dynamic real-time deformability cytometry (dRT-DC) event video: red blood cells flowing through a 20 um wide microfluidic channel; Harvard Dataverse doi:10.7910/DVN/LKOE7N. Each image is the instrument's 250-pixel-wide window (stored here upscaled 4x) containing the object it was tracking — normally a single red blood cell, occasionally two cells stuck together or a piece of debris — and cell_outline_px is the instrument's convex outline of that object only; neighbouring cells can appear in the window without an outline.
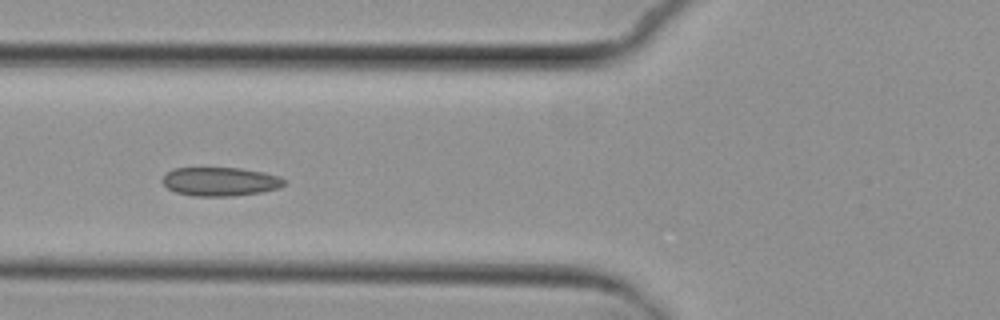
{"species": "common noctule bat (a hibernating species)", "species_latin": "Nyctalus noctula", "temperature_condition": "cold", "stored_images_in_passage": 7, "camera_frame_rate_fps": 3000, "um_per_image_px": 0.085, "animal": {"sex": "female", "body_mass_g": 29.2, "forearm_length_mm": 56.3}, "frame": {"image": 1, "passage_image": 5, "time_ms": 5.667, "image_size_px": [1000, 320], "cell_outline_px": [[288, 180], [280, 188], [260, 192], [232, 196], [192, 196], [176, 192], [168, 188], [160, 180], [172, 168], [240, 168], [264, 172], [280, 176]], "centroid_in_image_um": [18.74, 15.43], "position_along_channel_um": 107.1, "area_um2": 20.52}}
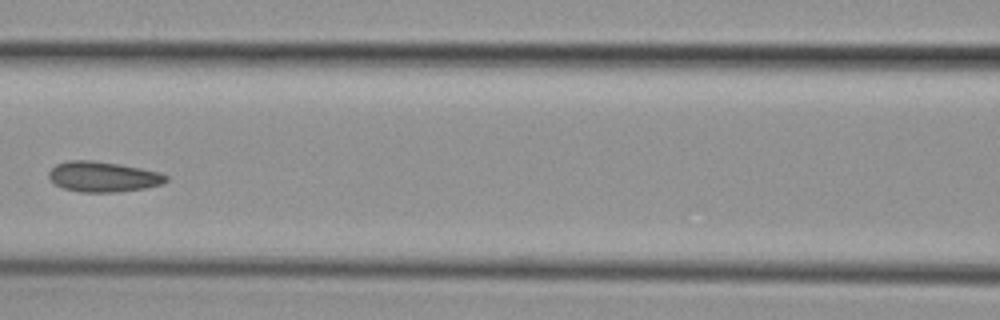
{"frame": {"image": 2, "passage_image": 6, "time_ms": 7.0, "image_size_px": [1000, 320], "cell_outline_px": [[168, 180], [164, 184], [144, 188], [120, 192], [80, 192], [64, 188], [56, 184], [48, 176], [48, 172], [56, 164], [68, 160], [92, 160], [120, 164], [160, 172], [168, 176]], "centroid_in_image_um": [8.79, 15.02], "position_along_channel_um": 157.8, "area_um2": 20.81}}
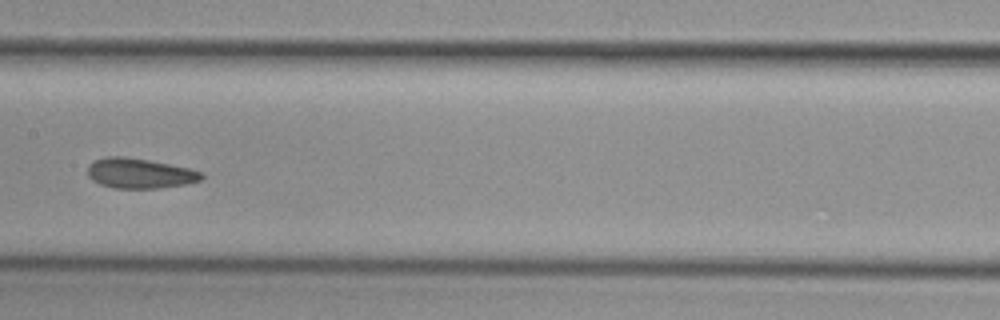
{"frame": {"image": 3, "passage_image": 7, "time_ms": 8.0, "image_size_px": [1000, 320], "cell_outline_px": [[204, 176], [200, 180], [184, 184], [160, 188], [112, 188], [100, 184], [92, 180], [88, 176], [88, 164], [92, 160], [108, 156], [124, 156], [148, 160], [188, 168], [204, 172]], "centroid_in_image_um": [11.84, 14.73], "position_along_channel_um": 195.6, "area_um2": 20.0}}